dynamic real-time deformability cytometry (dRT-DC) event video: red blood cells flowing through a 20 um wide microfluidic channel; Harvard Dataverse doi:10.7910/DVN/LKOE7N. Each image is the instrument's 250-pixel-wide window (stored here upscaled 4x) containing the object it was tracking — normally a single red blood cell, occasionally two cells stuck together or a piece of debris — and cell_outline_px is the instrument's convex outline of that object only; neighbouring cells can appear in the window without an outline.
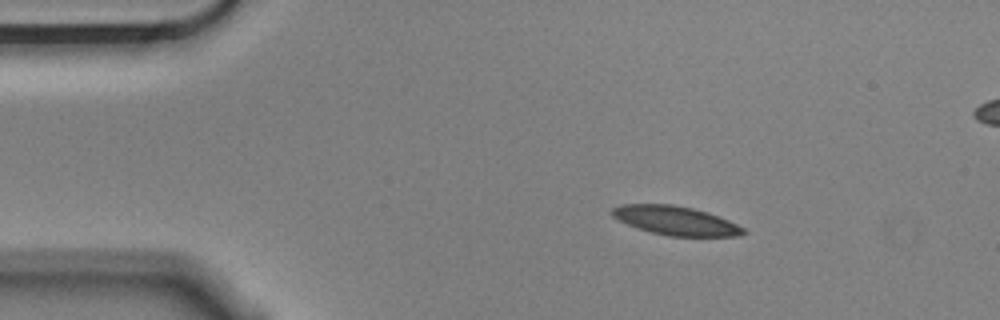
{"species": "Egyptian fruit bat (a non-hibernating species)", "species_latin": "Rousettus aegyptiacus", "temperature_condition": "cold", "stored_images_in_passage": 4, "segment_of_instrument_passage": [1, 2], "camera_frame_rate_fps": 3000, "um_per_image_px": 0.085, "animal": {"sex": "male"}, "frame": {"image": 1, "passage_image": 1, "time_ms": 0.0, "image_size_px": [1000, 320], "cell_outline_px": [[748, 232], [740, 236], [668, 236], [636, 228], [612, 216], [612, 208], [620, 204], [672, 204], [692, 208], [708, 212], [728, 220], [744, 228]], "centroid_in_image_um": [57.44, 18.75], "position_along_channel_um": 27.6, "area_um2": 22.08}}